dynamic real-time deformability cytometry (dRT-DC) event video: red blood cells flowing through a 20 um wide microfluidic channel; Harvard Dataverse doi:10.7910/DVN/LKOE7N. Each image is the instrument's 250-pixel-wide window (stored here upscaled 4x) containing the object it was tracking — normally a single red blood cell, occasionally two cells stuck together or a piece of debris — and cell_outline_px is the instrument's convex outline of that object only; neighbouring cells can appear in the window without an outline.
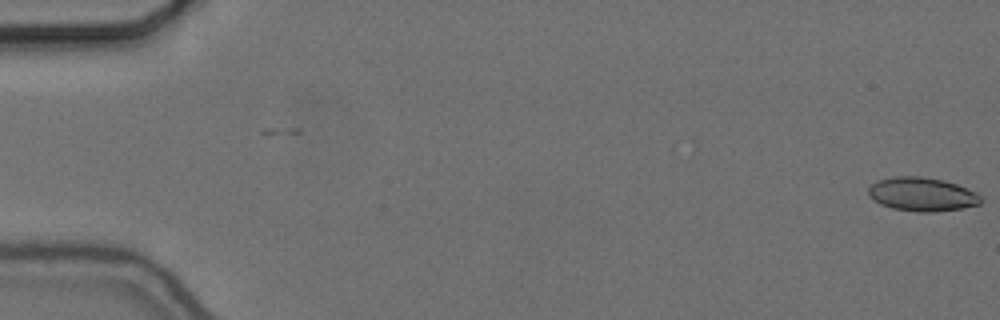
{"species": "common noctule bat (a hibernating species)", "species_latin": "Nyctalus noctula", "temperature_condition": "cold", "stored_images_in_passage": 57, "camera_frame_rate_fps": 3000, "um_per_image_px": 0.085, "animal": {"sex": "female", "body_mass_g": 24.6, "forearm_length_mm": 56.2}, "frame": {"image": 1, "passage_image": 1, "time_ms": 0.0, "image_size_px": [1000, 320], "cell_outline_px": [[980, 204], [964, 208], [932, 212], [920, 212], [892, 208], [880, 204], [872, 200], [868, 196], [868, 188], [876, 180], [896, 176], [920, 176], [944, 180], [968, 188], [976, 192], [980, 196]], "centroid_in_image_um": [78.35, 16.51], "position_along_channel_um": 6.7, "area_um2": 22.25}}
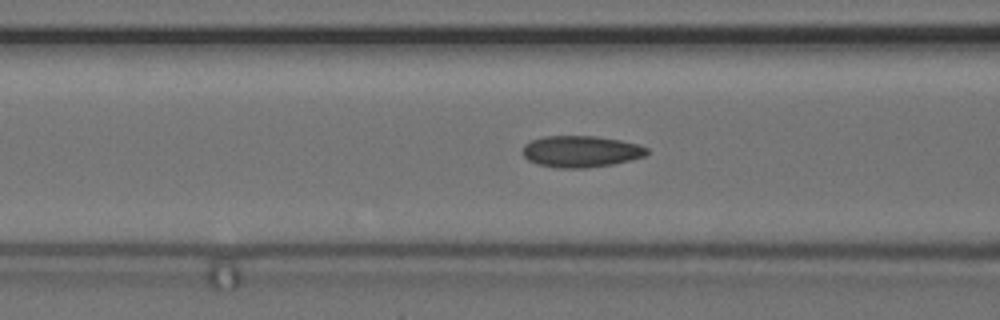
{"frame": {"image": 2, "passage_image": 23, "time_ms": 7.333, "image_size_px": [1000, 320], "cell_outline_px": [[648, 152], [644, 156], [612, 164], [588, 168], [556, 168], [536, 164], [528, 160], [520, 152], [524, 144], [532, 140], [544, 136], [596, 136], [620, 140], [640, 144], [648, 148]], "centroid_in_image_um": [49.34, 12.87], "position_along_channel_um": 117.3, "area_um2": 23.0}}
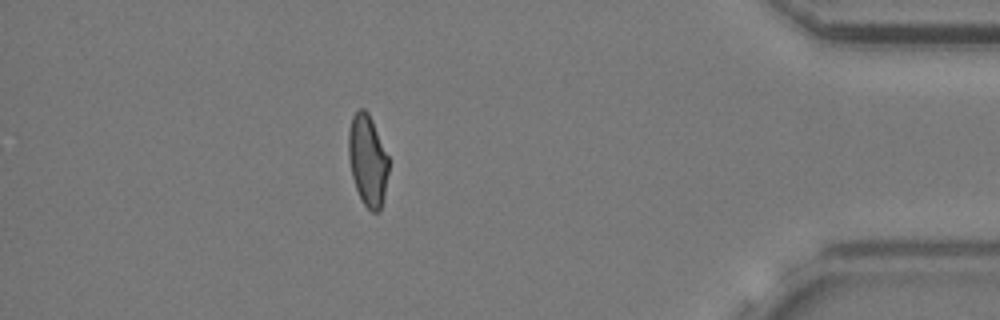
{"frame": {"image": 3, "passage_image": 50, "time_ms": 16.333, "image_size_px": [1000, 320], "cell_outline_px": [[388, 172], [384, 196], [380, 212], [372, 212], [364, 204], [356, 188], [352, 176], [348, 156], [348, 132], [352, 116], [360, 108], [364, 108], [368, 112], [372, 120], [388, 156]], "centroid_in_image_um": [31.24, 13.62], "position_along_channel_um": 404.0, "area_um2": 21.21}, "authors_computed_cell_mechanics": {"area_um2": 22.0796, "velocity_mm_per_s": 3.688, "shape_relaxation_time_tau1_ms": null, "shape_relaxation_time_tau2_ms": 2.1422, "deformation_change_tau1": null, "deformation_change_tau2": 0.0837}}